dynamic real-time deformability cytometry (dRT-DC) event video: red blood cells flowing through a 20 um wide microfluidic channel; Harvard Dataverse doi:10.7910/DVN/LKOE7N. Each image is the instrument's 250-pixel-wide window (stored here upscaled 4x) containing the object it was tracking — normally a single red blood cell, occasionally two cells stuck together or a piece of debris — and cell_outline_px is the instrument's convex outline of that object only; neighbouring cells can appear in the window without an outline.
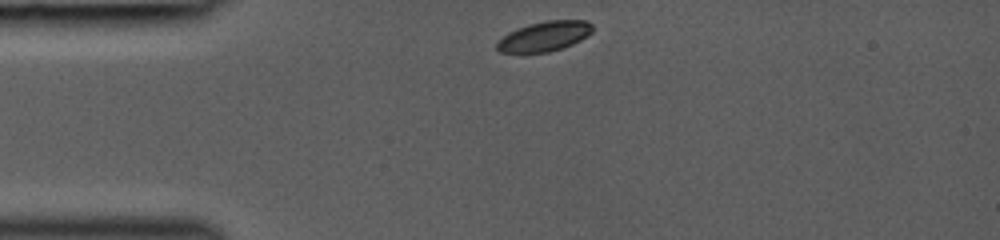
{"species": "common noctule bat (a hibernating species)", "species_latin": "Nyctalus noctula", "temperature_condition": "room temperature", "stored_images_in_passage": 24, "camera_frame_rate_fps": 3000, "um_per_image_px": 0.085, "animal": {"sex": "female", "body_mass_g": 19.0, "forearm_length_mm": 53.3}, "frame": {"image": 1, "passage_image": 1, "time_ms": 0.0, "image_size_px": [1000, 240], "cell_outline_px": [[592, 32], [588, 36], [572, 44], [548, 52], [500, 52], [496, 48], [496, 44], [508, 32], [516, 28], [528, 24], [548, 20], [588, 20], [592, 24]], "centroid_in_image_um": [46.3, 3.07], "position_along_channel_um": 38.7, "area_um2": 16.53}}
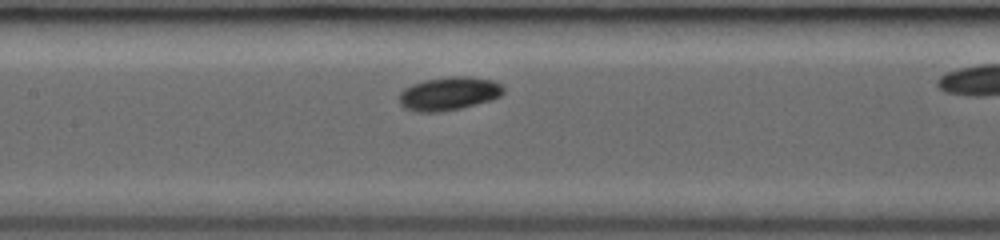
{"frame": {"image": 2, "passage_image": 9, "time_ms": 2.667, "image_size_px": [1000, 240], "cell_outline_px": [[504, 92], [500, 96], [492, 100], [460, 108], [440, 112], [416, 112], [404, 108], [400, 104], [400, 92], [404, 88], [412, 84], [424, 80], [448, 76], [472, 76], [492, 80], [500, 84], [504, 88]], "centroid_in_image_um": [38.15, 7.95], "position_along_channel_um": 169.2, "area_um2": 20.46}}
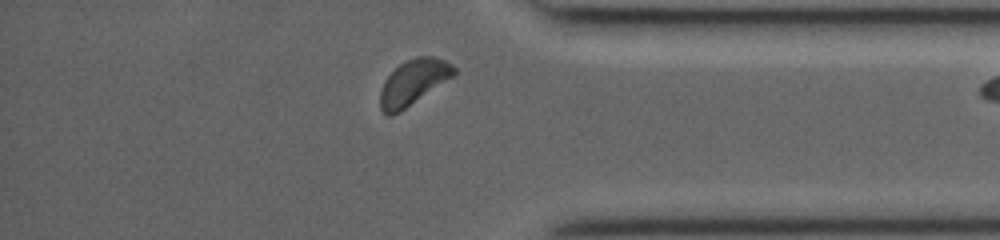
{"frame": {"image": 3, "passage_image": 23, "time_ms": 7.333, "image_size_px": [1000, 240], "cell_outline_px": [[456, 76], [400, 112], [392, 116], [388, 116], [380, 108], [380, 88], [384, 80], [400, 64], [416, 56], [432, 56], [444, 60], [452, 64], [456, 68]], "centroid_in_image_um": [35.16, 7.01], "position_along_channel_um": 400.0, "area_um2": 19.77}}